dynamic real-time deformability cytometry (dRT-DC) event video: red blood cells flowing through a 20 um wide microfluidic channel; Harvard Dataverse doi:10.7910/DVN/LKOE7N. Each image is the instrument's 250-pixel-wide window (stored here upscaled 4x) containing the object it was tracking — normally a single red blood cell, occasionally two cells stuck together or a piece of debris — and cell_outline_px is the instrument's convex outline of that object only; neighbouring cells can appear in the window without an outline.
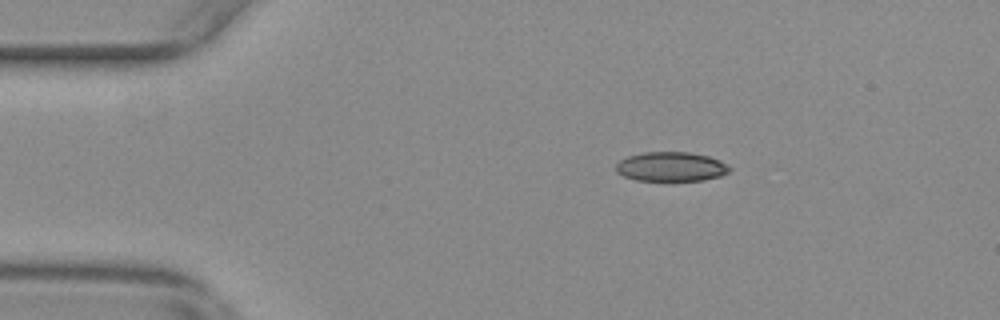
{"species": "common noctule bat (a hibernating species)", "species_latin": "Nyctalus noctula", "temperature_condition": "warm", "stored_images_in_passage": 50, "camera_frame_rate_fps": 3000, "um_per_image_px": 0.085, "animal": {"sex": "female", "body_mass_g": 29.2, "forearm_length_mm": 56.3}, "frame": {"image": 1, "passage_image": 4, "time_ms": 1.0, "image_size_px": [1000, 320], "cell_outline_px": [[732, 168], [728, 172], [720, 176], [704, 180], [636, 180], [624, 176], [616, 172], [616, 164], [620, 160], [628, 156], [644, 152], [688, 152], [708, 156], [720, 160], [728, 164]], "centroid_in_image_um": [57.05, 14.16], "position_along_channel_um": 27.9, "area_um2": 19.42}}
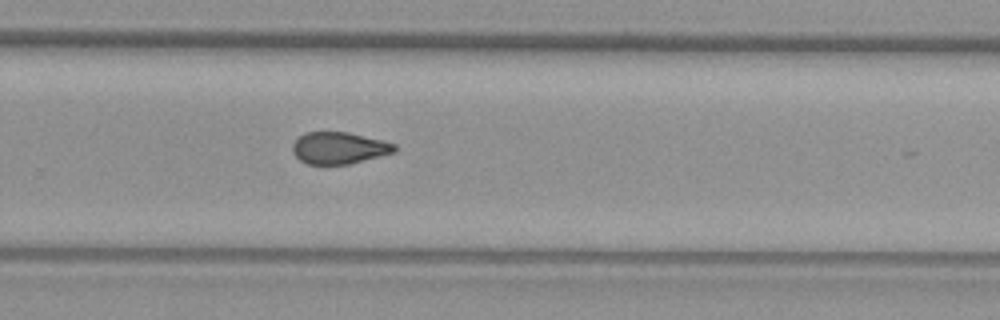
{"frame": {"image": 2, "passage_image": 31, "time_ms": 10.0, "image_size_px": [1000, 320], "cell_outline_px": [[396, 152], [348, 164], [308, 164], [300, 160], [292, 152], [292, 144], [304, 132], [348, 132], [396, 144]], "centroid_in_image_um": [28.8, 12.58], "position_along_channel_um": 301.0, "area_um2": 18.79}}
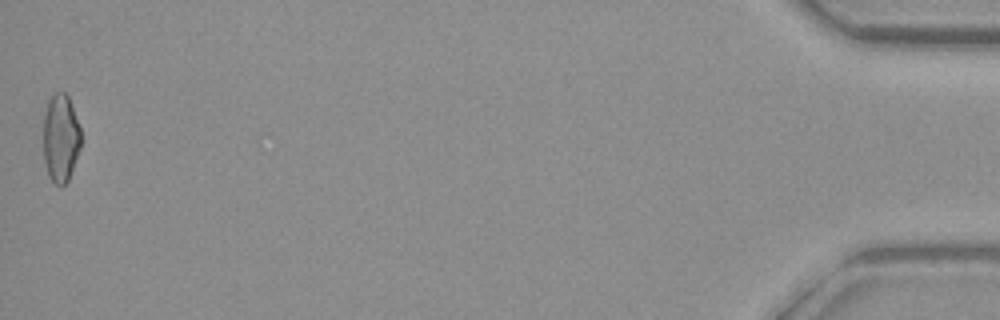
{"frame": {"image": 3, "passage_image": 50, "time_ms": 16.333, "image_size_px": [1000, 320], "cell_outline_px": [[80, 148], [68, 180], [60, 188], [48, 176], [44, 160], [44, 116], [48, 100], [52, 92], [64, 92], [68, 96], [80, 128]], "centroid_in_image_um": [5.14, 11.73], "position_along_channel_um": 430.1, "area_um2": 19.19}, "authors_computed_cell_mechanics": {"area_um2": 19.8254, "velocity_mm_per_s": 3.6886, "shape_relaxation_time_tau1_ms": null, "shape_relaxation_time_tau2_ms": 3.7741, "deformation_change_tau1": null, "deformation_change_tau2": 0.0892}}